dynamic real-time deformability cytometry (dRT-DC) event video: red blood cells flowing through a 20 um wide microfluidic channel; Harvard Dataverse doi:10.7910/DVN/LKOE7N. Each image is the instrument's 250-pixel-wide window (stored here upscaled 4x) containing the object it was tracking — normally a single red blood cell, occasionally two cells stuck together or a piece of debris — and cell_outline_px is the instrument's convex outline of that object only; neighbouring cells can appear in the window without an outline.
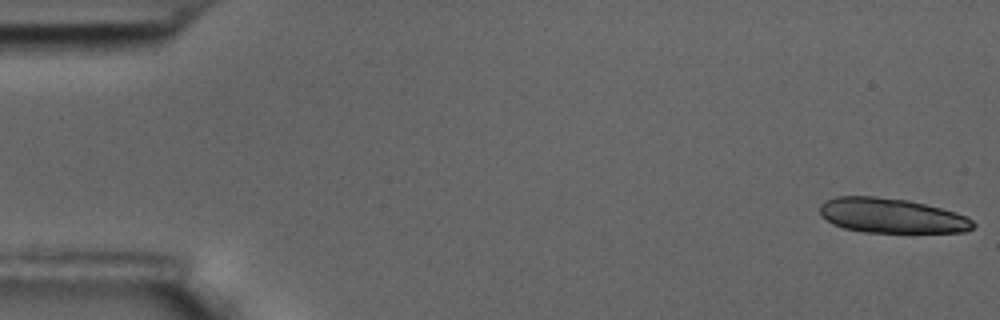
{"species": "common noctule bat (a hibernating species)", "species_latin": "Nyctalus noctula", "temperature_condition": "room temperature", "stored_images_in_passage": 18, "camera_frame_rate_fps": 3000, "um_per_image_px": 0.085, "animal": {"sex": "male", "body_mass_g": 17.5, "forearm_length_mm": 52.3}, "frame": {"image": 1, "passage_image": 1, "time_ms": 0.0, "image_size_px": [1000, 320], "cell_outline_px": [[976, 224], [972, 228], [964, 232], [864, 232], [844, 228], [832, 224], [820, 216], [820, 204], [824, 200], [836, 196], [876, 196], [908, 200], [956, 212], [972, 220]], "centroid_in_image_um": [75.73, 18.32], "position_along_channel_um": 9.3, "area_um2": 31.1}}